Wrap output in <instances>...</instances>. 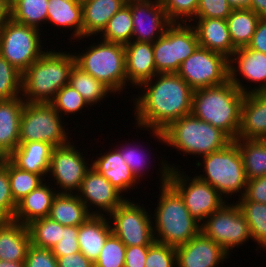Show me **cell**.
Segmentation results:
<instances>
[{
	"instance_id": "1",
	"label": "cell",
	"mask_w": 266,
	"mask_h": 267,
	"mask_svg": "<svg viewBox=\"0 0 266 267\" xmlns=\"http://www.w3.org/2000/svg\"><path fill=\"white\" fill-rule=\"evenodd\" d=\"M138 88L143 93L133 99V108L135 127L139 129L162 132L172 122L191 114L193 89L177 73H159Z\"/></svg>"
},
{
	"instance_id": "2",
	"label": "cell",
	"mask_w": 266,
	"mask_h": 267,
	"mask_svg": "<svg viewBox=\"0 0 266 267\" xmlns=\"http://www.w3.org/2000/svg\"><path fill=\"white\" fill-rule=\"evenodd\" d=\"M165 161L159 168L161 189L152 217L155 222L153 232L156 242L176 248L197 236L201 232V224L191 216L182 196L168 182L170 170L178 167Z\"/></svg>"
},
{
	"instance_id": "3",
	"label": "cell",
	"mask_w": 266,
	"mask_h": 267,
	"mask_svg": "<svg viewBox=\"0 0 266 267\" xmlns=\"http://www.w3.org/2000/svg\"><path fill=\"white\" fill-rule=\"evenodd\" d=\"M243 94L230 80L193 90L191 114L223 131L232 141L240 128Z\"/></svg>"
},
{
	"instance_id": "4",
	"label": "cell",
	"mask_w": 266,
	"mask_h": 267,
	"mask_svg": "<svg viewBox=\"0 0 266 267\" xmlns=\"http://www.w3.org/2000/svg\"><path fill=\"white\" fill-rule=\"evenodd\" d=\"M50 50H46L22 73L21 97L26 103H50L69 82L70 72L76 63L74 52Z\"/></svg>"
},
{
	"instance_id": "5",
	"label": "cell",
	"mask_w": 266,
	"mask_h": 267,
	"mask_svg": "<svg viewBox=\"0 0 266 267\" xmlns=\"http://www.w3.org/2000/svg\"><path fill=\"white\" fill-rule=\"evenodd\" d=\"M156 139L186 155L200 157L226 147L232 140L220 129L192 114L172 122L162 132L150 130Z\"/></svg>"
},
{
	"instance_id": "6",
	"label": "cell",
	"mask_w": 266,
	"mask_h": 267,
	"mask_svg": "<svg viewBox=\"0 0 266 267\" xmlns=\"http://www.w3.org/2000/svg\"><path fill=\"white\" fill-rule=\"evenodd\" d=\"M202 163L197 161L196 166H203L204 175L197 178L209 183L224 198L240 193L242 197L246 191L247 177L238 145L231 141L226 147L201 157ZM203 164V165H202Z\"/></svg>"
},
{
	"instance_id": "7",
	"label": "cell",
	"mask_w": 266,
	"mask_h": 267,
	"mask_svg": "<svg viewBox=\"0 0 266 267\" xmlns=\"http://www.w3.org/2000/svg\"><path fill=\"white\" fill-rule=\"evenodd\" d=\"M83 52L74 53L76 64L80 68L101 81L113 94L126 89L124 45L100 40V43H92Z\"/></svg>"
},
{
	"instance_id": "8",
	"label": "cell",
	"mask_w": 266,
	"mask_h": 267,
	"mask_svg": "<svg viewBox=\"0 0 266 267\" xmlns=\"http://www.w3.org/2000/svg\"><path fill=\"white\" fill-rule=\"evenodd\" d=\"M61 117L51 103L25 102L20 118L19 143L40 141L53 147L68 144L69 133Z\"/></svg>"
},
{
	"instance_id": "9",
	"label": "cell",
	"mask_w": 266,
	"mask_h": 267,
	"mask_svg": "<svg viewBox=\"0 0 266 267\" xmlns=\"http://www.w3.org/2000/svg\"><path fill=\"white\" fill-rule=\"evenodd\" d=\"M40 31L8 17L0 28V55L23 73L46 52Z\"/></svg>"
},
{
	"instance_id": "10",
	"label": "cell",
	"mask_w": 266,
	"mask_h": 267,
	"mask_svg": "<svg viewBox=\"0 0 266 267\" xmlns=\"http://www.w3.org/2000/svg\"><path fill=\"white\" fill-rule=\"evenodd\" d=\"M199 46L197 33L190 23H172L153 43L156 72L177 73Z\"/></svg>"
},
{
	"instance_id": "11",
	"label": "cell",
	"mask_w": 266,
	"mask_h": 267,
	"mask_svg": "<svg viewBox=\"0 0 266 267\" xmlns=\"http://www.w3.org/2000/svg\"><path fill=\"white\" fill-rule=\"evenodd\" d=\"M201 232L229 255L233 248L252 240L247 219L237 203H224L201 224ZM239 245V246H238Z\"/></svg>"
},
{
	"instance_id": "12",
	"label": "cell",
	"mask_w": 266,
	"mask_h": 267,
	"mask_svg": "<svg viewBox=\"0 0 266 267\" xmlns=\"http://www.w3.org/2000/svg\"><path fill=\"white\" fill-rule=\"evenodd\" d=\"M229 59L224 55L198 46L182 62L177 74L193 89L218 86L229 80Z\"/></svg>"
},
{
	"instance_id": "13",
	"label": "cell",
	"mask_w": 266,
	"mask_h": 267,
	"mask_svg": "<svg viewBox=\"0 0 266 267\" xmlns=\"http://www.w3.org/2000/svg\"><path fill=\"white\" fill-rule=\"evenodd\" d=\"M185 173L178 168L170 170L168 182L182 196L191 216L202 224L227 201L209 183L201 181L196 176L190 179Z\"/></svg>"
},
{
	"instance_id": "14",
	"label": "cell",
	"mask_w": 266,
	"mask_h": 267,
	"mask_svg": "<svg viewBox=\"0 0 266 267\" xmlns=\"http://www.w3.org/2000/svg\"><path fill=\"white\" fill-rule=\"evenodd\" d=\"M142 205L125 199L109 216L112 232L126 246L151 245L153 219Z\"/></svg>"
},
{
	"instance_id": "15",
	"label": "cell",
	"mask_w": 266,
	"mask_h": 267,
	"mask_svg": "<svg viewBox=\"0 0 266 267\" xmlns=\"http://www.w3.org/2000/svg\"><path fill=\"white\" fill-rule=\"evenodd\" d=\"M75 147L72 142L53 147L48 174L52 175L50 177H53L54 185L56 183L61 189H58V193H77L86 172L91 168L83 152Z\"/></svg>"
},
{
	"instance_id": "16",
	"label": "cell",
	"mask_w": 266,
	"mask_h": 267,
	"mask_svg": "<svg viewBox=\"0 0 266 267\" xmlns=\"http://www.w3.org/2000/svg\"><path fill=\"white\" fill-rule=\"evenodd\" d=\"M76 194L89 212L96 216H109L126 199L124 194L92 167L86 172ZM92 206L96 207V210L92 209Z\"/></svg>"
},
{
	"instance_id": "17",
	"label": "cell",
	"mask_w": 266,
	"mask_h": 267,
	"mask_svg": "<svg viewBox=\"0 0 266 267\" xmlns=\"http://www.w3.org/2000/svg\"><path fill=\"white\" fill-rule=\"evenodd\" d=\"M228 68L229 80L243 94L266 91V54L252 50L247 46L237 48L229 58ZM240 75L244 80H248L247 82L250 81L253 82V84H258L259 82V85L251 87L252 89L248 87L247 90V86L239 79Z\"/></svg>"
},
{
	"instance_id": "18",
	"label": "cell",
	"mask_w": 266,
	"mask_h": 267,
	"mask_svg": "<svg viewBox=\"0 0 266 267\" xmlns=\"http://www.w3.org/2000/svg\"><path fill=\"white\" fill-rule=\"evenodd\" d=\"M132 40L154 43L172 24L160 0H131Z\"/></svg>"
},
{
	"instance_id": "19",
	"label": "cell",
	"mask_w": 266,
	"mask_h": 267,
	"mask_svg": "<svg viewBox=\"0 0 266 267\" xmlns=\"http://www.w3.org/2000/svg\"><path fill=\"white\" fill-rule=\"evenodd\" d=\"M177 267H217L229 254L202 232L175 248Z\"/></svg>"
},
{
	"instance_id": "20",
	"label": "cell",
	"mask_w": 266,
	"mask_h": 267,
	"mask_svg": "<svg viewBox=\"0 0 266 267\" xmlns=\"http://www.w3.org/2000/svg\"><path fill=\"white\" fill-rule=\"evenodd\" d=\"M124 48L127 83L137 89L143 82L157 75L153 43L132 40Z\"/></svg>"
},
{
	"instance_id": "21",
	"label": "cell",
	"mask_w": 266,
	"mask_h": 267,
	"mask_svg": "<svg viewBox=\"0 0 266 267\" xmlns=\"http://www.w3.org/2000/svg\"><path fill=\"white\" fill-rule=\"evenodd\" d=\"M237 138L266 139V91L245 94Z\"/></svg>"
},
{
	"instance_id": "22",
	"label": "cell",
	"mask_w": 266,
	"mask_h": 267,
	"mask_svg": "<svg viewBox=\"0 0 266 267\" xmlns=\"http://www.w3.org/2000/svg\"><path fill=\"white\" fill-rule=\"evenodd\" d=\"M191 24L197 33L199 46L220 53L228 59L237 49L232 43L225 19L194 18Z\"/></svg>"
},
{
	"instance_id": "23",
	"label": "cell",
	"mask_w": 266,
	"mask_h": 267,
	"mask_svg": "<svg viewBox=\"0 0 266 267\" xmlns=\"http://www.w3.org/2000/svg\"><path fill=\"white\" fill-rule=\"evenodd\" d=\"M114 147L106 153L98 155L91 167L94 168L99 174L105 177L121 194L128 192L130 189H135V184L140 183L129 166L125 163V160L121 157L120 151ZM112 150V151H111Z\"/></svg>"
},
{
	"instance_id": "24",
	"label": "cell",
	"mask_w": 266,
	"mask_h": 267,
	"mask_svg": "<svg viewBox=\"0 0 266 267\" xmlns=\"http://www.w3.org/2000/svg\"><path fill=\"white\" fill-rule=\"evenodd\" d=\"M46 180L17 203L14 221L27 226L34 220L48 217L58 191L54 190V187L51 188V184Z\"/></svg>"
},
{
	"instance_id": "25",
	"label": "cell",
	"mask_w": 266,
	"mask_h": 267,
	"mask_svg": "<svg viewBox=\"0 0 266 267\" xmlns=\"http://www.w3.org/2000/svg\"><path fill=\"white\" fill-rule=\"evenodd\" d=\"M31 239L28 227L14 220H0V260L24 262Z\"/></svg>"
},
{
	"instance_id": "26",
	"label": "cell",
	"mask_w": 266,
	"mask_h": 267,
	"mask_svg": "<svg viewBox=\"0 0 266 267\" xmlns=\"http://www.w3.org/2000/svg\"><path fill=\"white\" fill-rule=\"evenodd\" d=\"M24 105L22 97L0 100V153L5 158L19 145L20 118Z\"/></svg>"
},
{
	"instance_id": "27",
	"label": "cell",
	"mask_w": 266,
	"mask_h": 267,
	"mask_svg": "<svg viewBox=\"0 0 266 267\" xmlns=\"http://www.w3.org/2000/svg\"><path fill=\"white\" fill-rule=\"evenodd\" d=\"M111 233L112 227L107 215H92L85 223L78 226L77 239L80 252L94 263Z\"/></svg>"
},
{
	"instance_id": "28",
	"label": "cell",
	"mask_w": 266,
	"mask_h": 267,
	"mask_svg": "<svg viewBox=\"0 0 266 267\" xmlns=\"http://www.w3.org/2000/svg\"><path fill=\"white\" fill-rule=\"evenodd\" d=\"M52 150L47 142H23L7 158L21 170L48 174Z\"/></svg>"
},
{
	"instance_id": "29",
	"label": "cell",
	"mask_w": 266,
	"mask_h": 267,
	"mask_svg": "<svg viewBox=\"0 0 266 267\" xmlns=\"http://www.w3.org/2000/svg\"><path fill=\"white\" fill-rule=\"evenodd\" d=\"M128 0H86L82 2L83 38L100 34L114 14Z\"/></svg>"
},
{
	"instance_id": "30",
	"label": "cell",
	"mask_w": 266,
	"mask_h": 267,
	"mask_svg": "<svg viewBox=\"0 0 266 267\" xmlns=\"http://www.w3.org/2000/svg\"><path fill=\"white\" fill-rule=\"evenodd\" d=\"M47 24L70 28L74 39H83L82 4L76 0H49L47 5ZM57 25V26H56Z\"/></svg>"
},
{
	"instance_id": "31",
	"label": "cell",
	"mask_w": 266,
	"mask_h": 267,
	"mask_svg": "<svg viewBox=\"0 0 266 267\" xmlns=\"http://www.w3.org/2000/svg\"><path fill=\"white\" fill-rule=\"evenodd\" d=\"M92 214L77 194L57 193L48 217L62 226H80Z\"/></svg>"
},
{
	"instance_id": "32",
	"label": "cell",
	"mask_w": 266,
	"mask_h": 267,
	"mask_svg": "<svg viewBox=\"0 0 266 267\" xmlns=\"http://www.w3.org/2000/svg\"><path fill=\"white\" fill-rule=\"evenodd\" d=\"M234 142L238 145L247 180L266 175V139H242Z\"/></svg>"
},
{
	"instance_id": "33",
	"label": "cell",
	"mask_w": 266,
	"mask_h": 267,
	"mask_svg": "<svg viewBox=\"0 0 266 267\" xmlns=\"http://www.w3.org/2000/svg\"><path fill=\"white\" fill-rule=\"evenodd\" d=\"M260 16L251 9H234L226 19L233 45L246 47L256 31Z\"/></svg>"
},
{
	"instance_id": "34",
	"label": "cell",
	"mask_w": 266,
	"mask_h": 267,
	"mask_svg": "<svg viewBox=\"0 0 266 267\" xmlns=\"http://www.w3.org/2000/svg\"><path fill=\"white\" fill-rule=\"evenodd\" d=\"M48 2L49 0H10L9 17L18 23L39 29L47 22Z\"/></svg>"
},
{
	"instance_id": "35",
	"label": "cell",
	"mask_w": 266,
	"mask_h": 267,
	"mask_svg": "<svg viewBox=\"0 0 266 267\" xmlns=\"http://www.w3.org/2000/svg\"><path fill=\"white\" fill-rule=\"evenodd\" d=\"M68 84L79 92L90 107L96 103L99 104L109 93H113L101 81L96 80L76 63L70 72Z\"/></svg>"
},
{
	"instance_id": "36",
	"label": "cell",
	"mask_w": 266,
	"mask_h": 267,
	"mask_svg": "<svg viewBox=\"0 0 266 267\" xmlns=\"http://www.w3.org/2000/svg\"><path fill=\"white\" fill-rule=\"evenodd\" d=\"M236 203L247 219L252 241L266 250V204L250 201L245 196L239 197Z\"/></svg>"
},
{
	"instance_id": "37",
	"label": "cell",
	"mask_w": 266,
	"mask_h": 267,
	"mask_svg": "<svg viewBox=\"0 0 266 267\" xmlns=\"http://www.w3.org/2000/svg\"><path fill=\"white\" fill-rule=\"evenodd\" d=\"M132 33L131 0H128L127 4L108 21L106 27L100 33V39L106 42L126 45L132 41Z\"/></svg>"
},
{
	"instance_id": "38",
	"label": "cell",
	"mask_w": 266,
	"mask_h": 267,
	"mask_svg": "<svg viewBox=\"0 0 266 267\" xmlns=\"http://www.w3.org/2000/svg\"><path fill=\"white\" fill-rule=\"evenodd\" d=\"M2 164L8 171L12 198L16 204L41 185L45 181V176H48L47 174H35L21 170L8 158H5Z\"/></svg>"
},
{
	"instance_id": "39",
	"label": "cell",
	"mask_w": 266,
	"mask_h": 267,
	"mask_svg": "<svg viewBox=\"0 0 266 267\" xmlns=\"http://www.w3.org/2000/svg\"><path fill=\"white\" fill-rule=\"evenodd\" d=\"M31 244L39 247L52 249L62 239V226L49 217L34 220L27 225Z\"/></svg>"
},
{
	"instance_id": "40",
	"label": "cell",
	"mask_w": 266,
	"mask_h": 267,
	"mask_svg": "<svg viewBox=\"0 0 266 267\" xmlns=\"http://www.w3.org/2000/svg\"><path fill=\"white\" fill-rule=\"evenodd\" d=\"M22 95V73L0 55V100Z\"/></svg>"
},
{
	"instance_id": "41",
	"label": "cell",
	"mask_w": 266,
	"mask_h": 267,
	"mask_svg": "<svg viewBox=\"0 0 266 267\" xmlns=\"http://www.w3.org/2000/svg\"><path fill=\"white\" fill-rule=\"evenodd\" d=\"M50 103L62 117L66 114L75 115L74 113L77 114L78 111L90 106L79 92L69 84L63 86Z\"/></svg>"
},
{
	"instance_id": "42",
	"label": "cell",
	"mask_w": 266,
	"mask_h": 267,
	"mask_svg": "<svg viewBox=\"0 0 266 267\" xmlns=\"http://www.w3.org/2000/svg\"><path fill=\"white\" fill-rule=\"evenodd\" d=\"M126 245L112 232L106 239L94 267H124Z\"/></svg>"
},
{
	"instance_id": "43",
	"label": "cell",
	"mask_w": 266,
	"mask_h": 267,
	"mask_svg": "<svg viewBox=\"0 0 266 267\" xmlns=\"http://www.w3.org/2000/svg\"><path fill=\"white\" fill-rule=\"evenodd\" d=\"M172 23L191 22L197 13L200 0H160Z\"/></svg>"
},
{
	"instance_id": "44",
	"label": "cell",
	"mask_w": 266,
	"mask_h": 267,
	"mask_svg": "<svg viewBox=\"0 0 266 267\" xmlns=\"http://www.w3.org/2000/svg\"><path fill=\"white\" fill-rule=\"evenodd\" d=\"M122 146V147H121ZM121 146L117 149L121 153V157L125 160V163L129 166L130 170L136 177V179L140 182V178L142 179L143 173L146 175L145 169L147 168V164L149 161V152L148 155L144 153V150L140 149L142 145H132L130 143L121 144ZM143 153V154H142Z\"/></svg>"
},
{
	"instance_id": "45",
	"label": "cell",
	"mask_w": 266,
	"mask_h": 267,
	"mask_svg": "<svg viewBox=\"0 0 266 267\" xmlns=\"http://www.w3.org/2000/svg\"><path fill=\"white\" fill-rule=\"evenodd\" d=\"M175 247L154 241L148 248L145 267H175Z\"/></svg>"
},
{
	"instance_id": "46",
	"label": "cell",
	"mask_w": 266,
	"mask_h": 267,
	"mask_svg": "<svg viewBox=\"0 0 266 267\" xmlns=\"http://www.w3.org/2000/svg\"><path fill=\"white\" fill-rule=\"evenodd\" d=\"M16 205L12 198L8 171L2 164L0 166V220H13Z\"/></svg>"
},
{
	"instance_id": "47",
	"label": "cell",
	"mask_w": 266,
	"mask_h": 267,
	"mask_svg": "<svg viewBox=\"0 0 266 267\" xmlns=\"http://www.w3.org/2000/svg\"><path fill=\"white\" fill-rule=\"evenodd\" d=\"M227 0H200L195 18L227 19L232 12Z\"/></svg>"
},
{
	"instance_id": "48",
	"label": "cell",
	"mask_w": 266,
	"mask_h": 267,
	"mask_svg": "<svg viewBox=\"0 0 266 267\" xmlns=\"http://www.w3.org/2000/svg\"><path fill=\"white\" fill-rule=\"evenodd\" d=\"M78 226H64L62 239L51 249L55 256H66L80 252L78 243Z\"/></svg>"
},
{
	"instance_id": "49",
	"label": "cell",
	"mask_w": 266,
	"mask_h": 267,
	"mask_svg": "<svg viewBox=\"0 0 266 267\" xmlns=\"http://www.w3.org/2000/svg\"><path fill=\"white\" fill-rule=\"evenodd\" d=\"M25 267H58L56 256L51 249L30 245L24 261Z\"/></svg>"
},
{
	"instance_id": "50",
	"label": "cell",
	"mask_w": 266,
	"mask_h": 267,
	"mask_svg": "<svg viewBox=\"0 0 266 267\" xmlns=\"http://www.w3.org/2000/svg\"><path fill=\"white\" fill-rule=\"evenodd\" d=\"M244 196L250 201L266 204V175L248 180Z\"/></svg>"
},
{
	"instance_id": "51",
	"label": "cell",
	"mask_w": 266,
	"mask_h": 267,
	"mask_svg": "<svg viewBox=\"0 0 266 267\" xmlns=\"http://www.w3.org/2000/svg\"><path fill=\"white\" fill-rule=\"evenodd\" d=\"M149 246H127L124 267H145Z\"/></svg>"
},
{
	"instance_id": "52",
	"label": "cell",
	"mask_w": 266,
	"mask_h": 267,
	"mask_svg": "<svg viewBox=\"0 0 266 267\" xmlns=\"http://www.w3.org/2000/svg\"><path fill=\"white\" fill-rule=\"evenodd\" d=\"M58 267H94V263L81 252L56 256Z\"/></svg>"
},
{
	"instance_id": "53",
	"label": "cell",
	"mask_w": 266,
	"mask_h": 267,
	"mask_svg": "<svg viewBox=\"0 0 266 267\" xmlns=\"http://www.w3.org/2000/svg\"><path fill=\"white\" fill-rule=\"evenodd\" d=\"M247 47L266 54V17L260 18L256 31Z\"/></svg>"
},
{
	"instance_id": "54",
	"label": "cell",
	"mask_w": 266,
	"mask_h": 267,
	"mask_svg": "<svg viewBox=\"0 0 266 267\" xmlns=\"http://www.w3.org/2000/svg\"><path fill=\"white\" fill-rule=\"evenodd\" d=\"M250 9L260 17H266V0H252Z\"/></svg>"
},
{
	"instance_id": "55",
	"label": "cell",
	"mask_w": 266,
	"mask_h": 267,
	"mask_svg": "<svg viewBox=\"0 0 266 267\" xmlns=\"http://www.w3.org/2000/svg\"><path fill=\"white\" fill-rule=\"evenodd\" d=\"M229 6L234 9H250L252 0H227Z\"/></svg>"
},
{
	"instance_id": "56",
	"label": "cell",
	"mask_w": 266,
	"mask_h": 267,
	"mask_svg": "<svg viewBox=\"0 0 266 267\" xmlns=\"http://www.w3.org/2000/svg\"><path fill=\"white\" fill-rule=\"evenodd\" d=\"M10 4H0V28L4 25L9 17Z\"/></svg>"
},
{
	"instance_id": "57",
	"label": "cell",
	"mask_w": 266,
	"mask_h": 267,
	"mask_svg": "<svg viewBox=\"0 0 266 267\" xmlns=\"http://www.w3.org/2000/svg\"><path fill=\"white\" fill-rule=\"evenodd\" d=\"M0 267H25V264L24 262L0 260Z\"/></svg>"
},
{
	"instance_id": "58",
	"label": "cell",
	"mask_w": 266,
	"mask_h": 267,
	"mask_svg": "<svg viewBox=\"0 0 266 267\" xmlns=\"http://www.w3.org/2000/svg\"><path fill=\"white\" fill-rule=\"evenodd\" d=\"M0 4H10V0H0Z\"/></svg>"
},
{
	"instance_id": "59",
	"label": "cell",
	"mask_w": 266,
	"mask_h": 267,
	"mask_svg": "<svg viewBox=\"0 0 266 267\" xmlns=\"http://www.w3.org/2000/svg\"><path fill=\"white\" fill-rule=\"evenodd\" d=\"M4 159H5L4 156H0V166L2 165Z\"/></svg>"
},
{
	"instance_id": "60",
	"label": "cell",
	"mask_w": 266,
	"mask_h": 267,
	"mask_svg": "<svg viewBox=\"0 0 266 267\" xmlns=\"http://www.w3.org/2000/svg\"><path fill=\"white\" fill-rule=\"evenodd\" d=\"M76 1H78V2H81V3H82V2H84V1H86V0H76Z\"/></svg>"
}]
</instances>
